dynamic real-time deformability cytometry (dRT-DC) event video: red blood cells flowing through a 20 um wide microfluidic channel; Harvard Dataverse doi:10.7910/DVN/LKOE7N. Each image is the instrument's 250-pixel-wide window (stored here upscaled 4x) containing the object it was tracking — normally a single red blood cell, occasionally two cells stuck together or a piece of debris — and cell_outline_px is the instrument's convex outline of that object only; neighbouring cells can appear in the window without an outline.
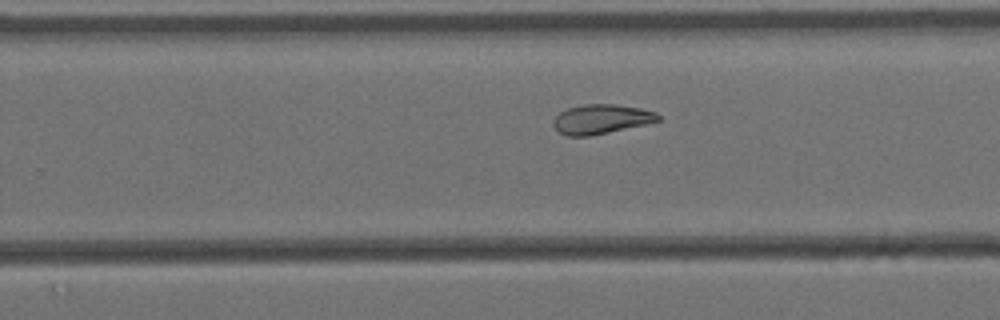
{"species": "Egyptian fruit bat (a non-hibernating species)", "species_latin": "Rousettus aegyptiacus", "temperature_condition": "cold", "stored_images_in_passage": 16, "camera_frame_rate_fps": 3000, "um_per_image_px": 0.085, "animal": {"sex": "female"}, "frame": {"image": 1, "passage_image": 10, "time_ms": 3.0, "image_size_px": [1000, 320], "cell_outline_px": [[660, 120], [644, 124], [608, 132], [588, 136], [568, 136], [556, 132], [552, 124], [556, 116], [560, 112], [568, 108], [584, 104], [616, 104], [640, 108], [656, 112], [660, 116]], "centroid_in_image_um": [51.06, 10.12], "position_along_channel_um": 278.7, "area_um2": 17.92}}
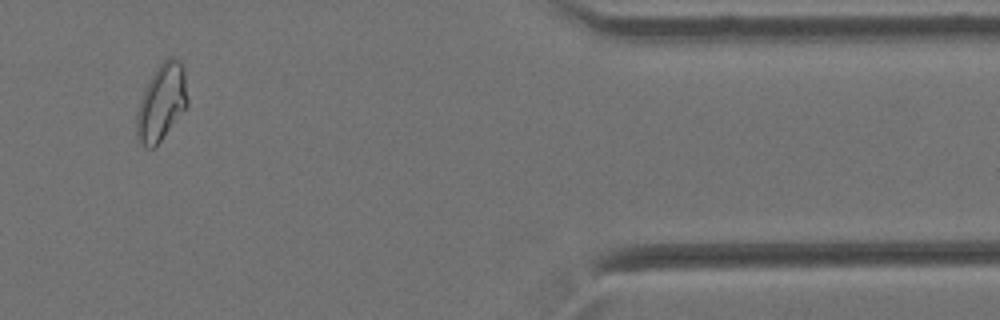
{"frame": {"image": 2, "passage_image": 14, "time_ms": 4.333, "image_size_px": [1000, 320], "cell_outline_px": [[188, 104], [160, 140], [152, 148], [148, 148], [140, 144], [136, 140], [136, 112], [144, 88], [148, 80], [156, 68], [168, 56], [172, 56], [180, 60], [184, 72], [188, 100]], "centroid_in_image_um": [13.7, 8.68], "position_along_channel_um": 397.7, "area_um2": 22.6}}